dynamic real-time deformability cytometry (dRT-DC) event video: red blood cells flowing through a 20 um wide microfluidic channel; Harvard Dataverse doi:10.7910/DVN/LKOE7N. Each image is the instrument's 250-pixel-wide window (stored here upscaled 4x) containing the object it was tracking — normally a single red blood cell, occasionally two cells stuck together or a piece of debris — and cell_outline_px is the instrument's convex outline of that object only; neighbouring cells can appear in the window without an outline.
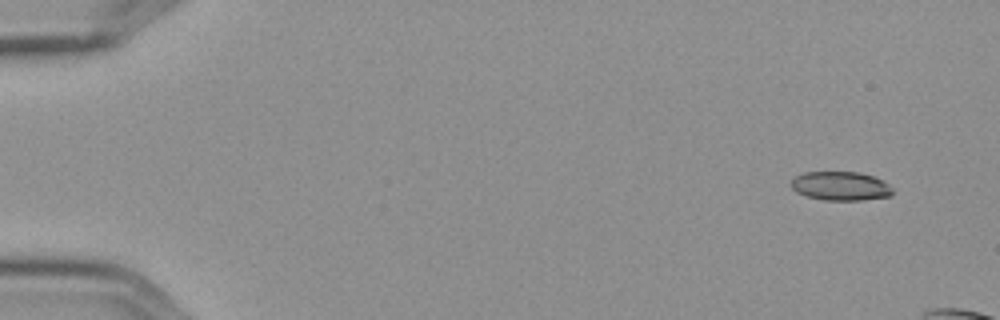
{"species": "Egyptian fruit bat (a non-hibernating species)", "species_latin": "Rousettus aegyptiacus", "temperature_condition": "cold", "stored_images_in_passage": 4, "camera_frame_rate_fps": 3000, "um_per_image_px": 0.085, "frame": {"image": 1, "passage_image": 1, "time_ms": 0.0, "image_size_px": [1000, 320], "cell_outline_px": [[892, 196], [864, 200], [824, 200], [808, 196], [796, 192], [792, 188], [792, 180], [796, 176], [804, 172], [860, 172], [884, 180], [892, 188]], "centroid_in_image_um": [71.48, 15.81], "position_along_channel_um": 13.5, "area_um2": 17.11}}